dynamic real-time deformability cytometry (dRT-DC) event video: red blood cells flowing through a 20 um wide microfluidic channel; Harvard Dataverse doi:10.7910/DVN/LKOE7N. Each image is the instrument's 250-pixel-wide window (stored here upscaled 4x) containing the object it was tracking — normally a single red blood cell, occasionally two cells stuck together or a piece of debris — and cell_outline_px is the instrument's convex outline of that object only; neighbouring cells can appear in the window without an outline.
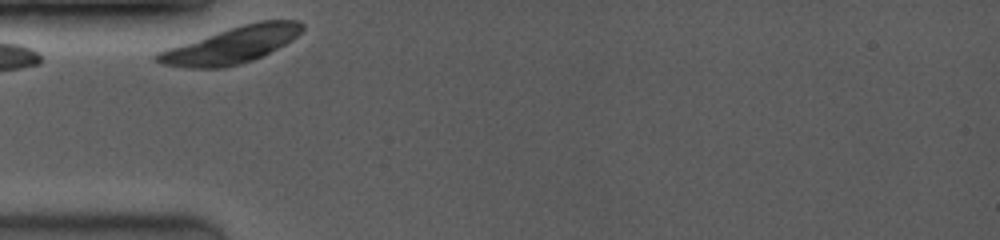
{"species": "common noctule bat (a hibernating species)", "species_latin": "Nyctalus noctula", "temperature_condition": "room temperature", "stored_images_in_passage": 16, "camera_frame_rate_fps": 3500, "um_per_image_px": 0.085, "animal": {"sex": "female", "body_mass_g": 19.0, "forearm_length_mm": 53.3}, "frame": {"image": 1, "passage_image": 1, "time_ms": 0.0, "image_size_px": [1000, 240], "cell_outline_px": [[304, 28], [292, 40], [252, 60], [240, 64], [224, 68], [184, 68], [160, 64], [152, 56], [156, 52], [168, 48], [244, 24], [260, 20], [300, 20], [304, 24]], "centroid_in_image_um": [19.66, 3.85], "position_along_channel_um": 65.3, "area_um2": 30.35}}